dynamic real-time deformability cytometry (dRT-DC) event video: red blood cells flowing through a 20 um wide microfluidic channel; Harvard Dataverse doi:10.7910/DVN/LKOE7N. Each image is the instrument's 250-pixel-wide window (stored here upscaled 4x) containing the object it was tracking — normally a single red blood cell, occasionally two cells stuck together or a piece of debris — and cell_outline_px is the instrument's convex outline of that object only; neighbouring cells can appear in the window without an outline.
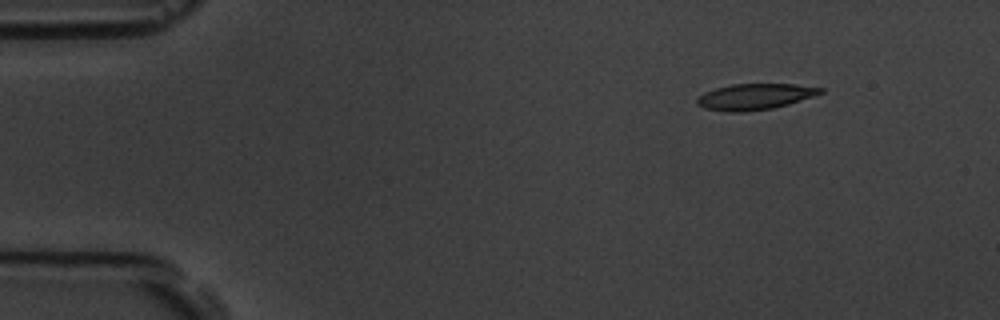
{"species": "common noctule bat (a hibernating species)", "species_latin": "Nyctalus noctula", "temperature_condition": "room temperature", "stored_images_in_passage": 4, "camera_frame_rate_fps": 3000, "um_per_image_px": 0.085, "animal": {"sex": "male", "body_mass_g": 19.5, "forearm_length_mm": 54.6}, "frame": {"image": 1, "passage_image": 1, "time_ms": 0.0, "image_size_px": [1000, 320], "cell_outline_px": [[824, 92], [788, 104], [772, 108], [744, 112], [728, 112], [704, 108], [696, 104], [696, 100], [704, 92], [716, 88], [732, 84], [796, 84], [824, 88]], "centroid_in_image_um": [64.14, 8.21], "position_along_channel_um": 20.9, "area_um2": 18.61}}
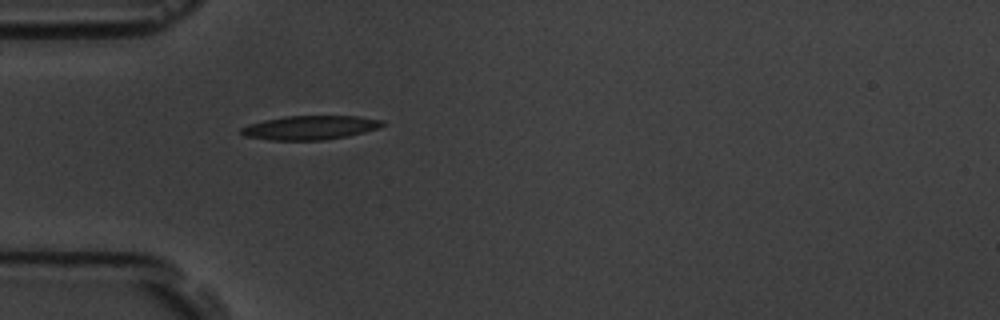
{"frame": {"image": 2, "passage_image": 4, "time_ms": 3.333, "image_size_px": [1000, 320], "cell_outline_px": [[388, 124], [380, 128], [348, 136], [324, 140], [272, 140], [244, 136], [240, 132], [240, 128], [248, 124], [264, 120], [284, 116], [360, 116], [384, 120]], "centroid_in_image_um": [26.41, 10.84], "position_along_channel_um": 58.6, "area_um2": 20.0}}